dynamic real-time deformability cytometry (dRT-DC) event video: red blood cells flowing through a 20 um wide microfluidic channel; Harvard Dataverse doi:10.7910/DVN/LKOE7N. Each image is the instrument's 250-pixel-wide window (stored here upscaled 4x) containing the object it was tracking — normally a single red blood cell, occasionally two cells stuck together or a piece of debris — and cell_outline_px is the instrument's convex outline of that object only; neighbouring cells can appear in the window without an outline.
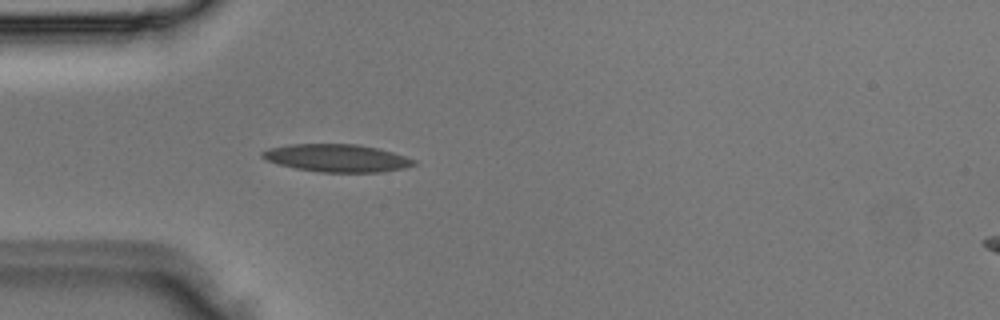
{"species": "Egyptian fruit bat (a non-hibernating species)", "species_latin": "Rousettus aegyptiacus", "temperature_condition": "room temperature", "stored_images_in_passage": 3, "camera_frame_rate_fps": 3000, "um_per_image_px": 0.085, "animal": {"sex": "male"}, "frame": {"image": 1, "passage_image": 3, "time_ms": 0.667, "image_size_px": [1000, 320], "cell_outline_px": [[416, 164], [404, 168], [384, 172], [320, 172], [296, 168], [280, 164], [268, 160], [260, 156], [260, 152], [268, 148], [288, 144], [360, 144], [392, 152], [416, 160]], "centroid_in_image_um": [28.63, 13.43], "position_along_channel_um": 56.4, "area_um2": 24.39}}